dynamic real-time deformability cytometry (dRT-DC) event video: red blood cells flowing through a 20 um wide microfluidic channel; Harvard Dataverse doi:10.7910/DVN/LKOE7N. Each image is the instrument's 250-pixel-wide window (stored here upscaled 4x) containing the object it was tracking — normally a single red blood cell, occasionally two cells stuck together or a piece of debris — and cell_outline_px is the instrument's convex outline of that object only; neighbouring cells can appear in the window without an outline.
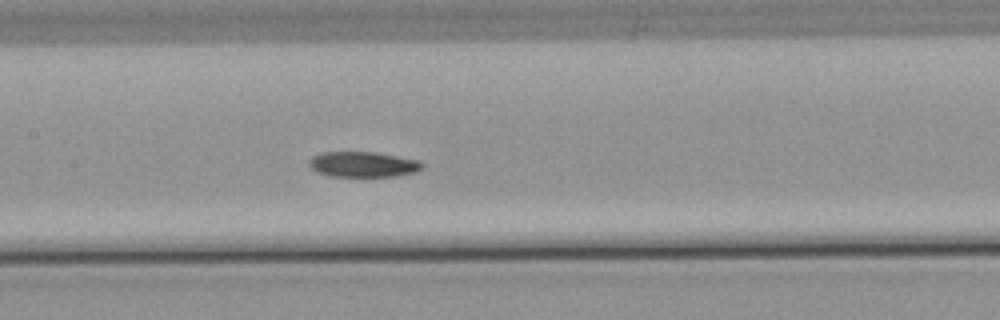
{"species": "common noctule bat (a hibernating species)", "species_latin": "Nyctalus noctula", "temperature_condition": "warm", "stored_images_in_passage": 56, "camera_frame_rate_fps": 3000, "um_per_image_px": 0.085, "animal": {"sex": "male", "body_mass_g": 21.5, "forearm_length_mm": 52.0}, "frame": {"image": 1, "passage_image": 27, "time_ms": 8.667, "image_size_px": [1000, 320], "cell_outline_px": [[424, 168], [416, 172], [396, 176], [328, 176], [316, 172], [308, 164], [312, 156], [324, 152], [376, 152], [420, 160], [424, 164]], "centroid_in_image_um": [30.89, 13.97], "position_along_channel_um": 176.5, "area_um2": 16.88}}
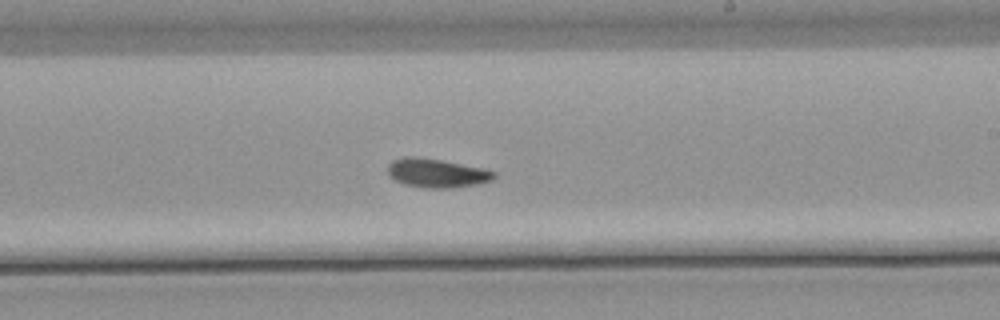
{"frame": {"image": 2, "passage_image": 33, "time_ms": 10.667, "image_size_px": [1000, 320], "cell_outline_px": [[496, 176], [492, 180], [476, 184], [452, 188], [428, 188], [404, 184], [388, 176], [388, 164], [392, 160], [408, 156], [416, 156], [440, 160], [484, 168], [496, 172]], "centroid_in_image_um": [37.12, 14.71], "position_along_channel_um": 251.9, "area_um2": 17.86}}
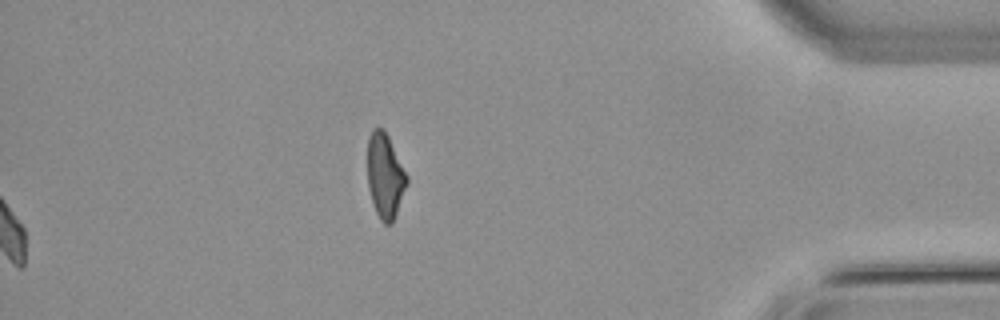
{"frame": {"image": 3, "passage_image": 56, "time_ms": 18.333, "image_size_px": [1000, 320], "cell_outline_px": [[408, 184], [392, 224], [384, 224], [380, 220], [376, 212], [368, 188], [368, 136], [372, 128], [384, 128], [408, 176]], "centroid_in_image_um": [32.74, 14.95], "position_along_channel_um": 402.5, "area_um2": 19.48}, "authors_computed_cell_mechanics": {"area_um2": 17.1377, "velocity_mm_per_s": 3.7801, "shape_relaxation_time_tau1_ms": 5.7238, "shape_relaxation_time_tau2_ms": 5.1945, "deformation_change_tau1": 0.1267, "deformation_change_tau2": 0.1073}}